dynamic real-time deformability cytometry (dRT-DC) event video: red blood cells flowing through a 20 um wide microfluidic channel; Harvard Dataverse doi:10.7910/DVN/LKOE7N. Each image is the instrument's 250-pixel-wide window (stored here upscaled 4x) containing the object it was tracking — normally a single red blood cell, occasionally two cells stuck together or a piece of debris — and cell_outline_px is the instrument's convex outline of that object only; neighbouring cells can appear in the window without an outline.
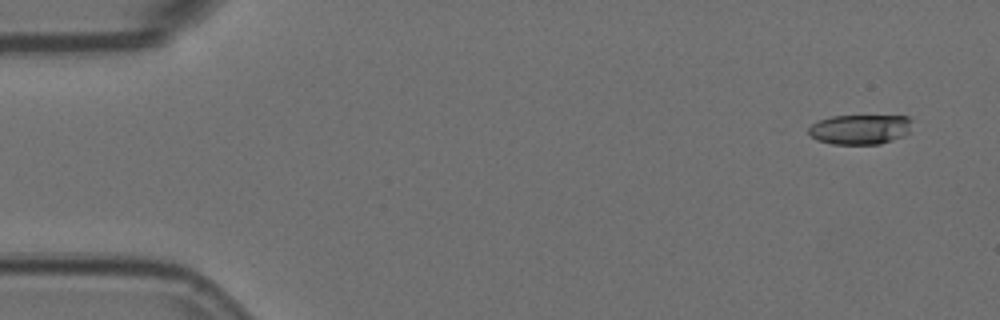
{"species": "Egyptian fruit bat (a non-hibernating species)", "species_latin": "Rousettus aegyptiacus", "temperature_condition": "room temperature", "stored_images_in_passage": 4, "camera_frame_rate_fps": 3000, "um_per_image_px": 0.085, "animal": {"sex": "female"}, "frame": {"image": 1, "passage_image": 1, "time_ms": 0.0, "image_size_px": [1000, 320], "cell_outline_px": [[912, 120], [908, 132], [904, 136], [880, 144], [832, 144], [820, 140], [812, 136], [808, 132], [808, 128], [812, 124], [820, 120], [832, 116], [908, 116]], "centroid_in_image_um": [73.12, 10.99], "position_along_channel_um": 11.9, "area_um2": 17.86}}
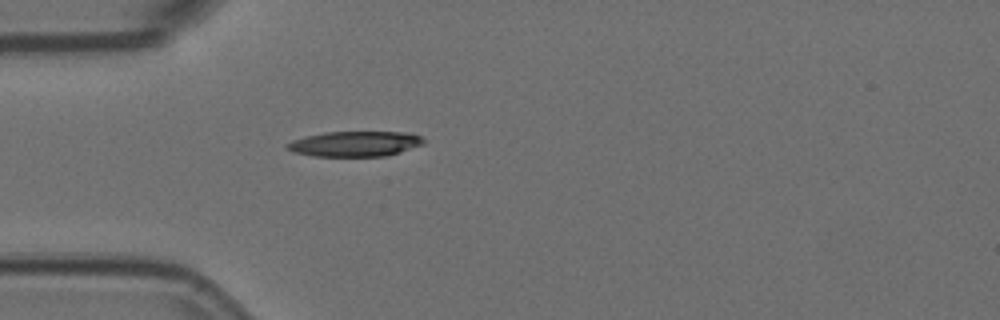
{"frame": {"image": 2, "passage_image": 4, "time_ms": 1.0, "image_size_px": [1000, 320], "cell_outline_px": [[424, 144], [400, 152], [384, 156], [312, 156], [292, 152], [284, 148], [284, 144], [292, 140], [304, 136], [324, 132], [404, 132], [420, 136], [424, 140]], "centroid_in_image_um": [30.09, 12.23], "position_along_channel_um": 54.9, "area_um2": 20.23}}